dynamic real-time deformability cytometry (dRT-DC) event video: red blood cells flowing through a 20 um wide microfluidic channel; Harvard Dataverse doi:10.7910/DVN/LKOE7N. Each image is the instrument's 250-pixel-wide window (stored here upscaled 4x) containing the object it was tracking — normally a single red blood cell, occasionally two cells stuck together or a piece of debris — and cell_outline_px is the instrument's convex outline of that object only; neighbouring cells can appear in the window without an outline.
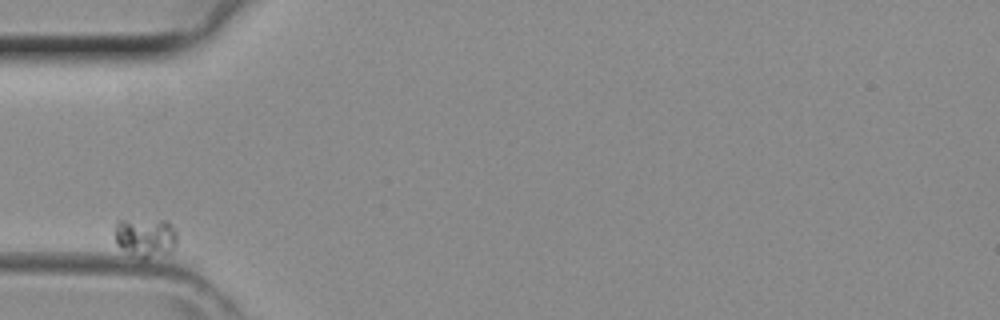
{"species": "common noctule bat (a hibernating species)", "species_latin": "Nyctalus noctula", "temperature_condition": "room temperature", "stored_images_in_passage": 26, "camera_frame_rate_fps": 3000, "um_per_image_px": 0.085, "animal": {"sex": "female", "body_mass_g": 29.2, "forearm_length_mm": 56.3}, "frame": {"image": 1, "passage_image": 1, "time_ms": 0.0, "image_size_px": [1000, 320], "cell_outline_px": [[176, 244], [172, 252], [144, 260], [140, 260], [120, 248], [116, 244], [116, 220], [164, 220], [176, 232]], "centroid_in_image_um": [12.36, 20.23], "position_along_channel_um": 72.6, "area_um2": 14.39}}
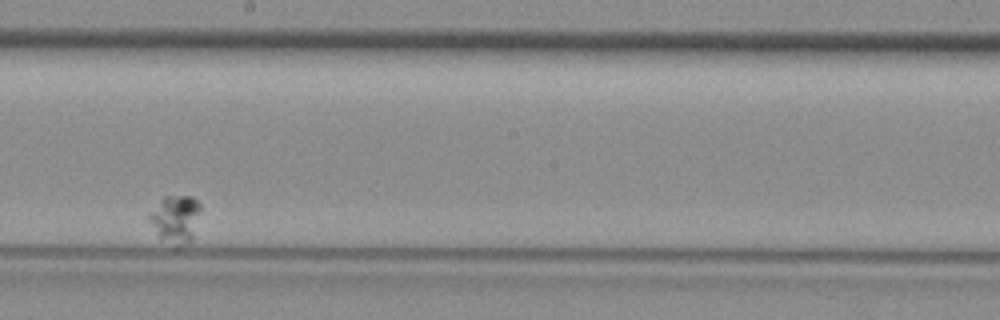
{"frame": {"image": 2, "passage_image": 15, "time_ms": 4.667, "image_size_px": [1000, 320], "cell_outline_px": [[200, 208], [192, 240], [188, 244], [176, 248], [172, 248], [160, 240], [148, 216], [164, 196], [192, 196], [200, 204]], "centroid_in_image_um": [14.92, 18.68], "position_along_channel_um": 233.3, "area_um2": 14.33}}
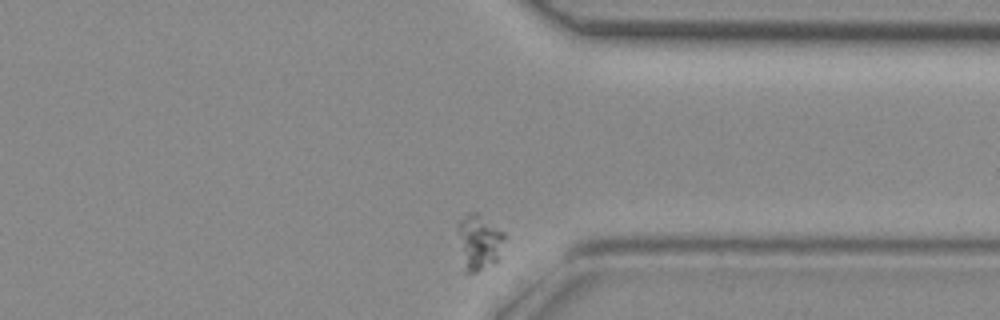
{"frame": {"image": 3, "passage_image": 26, "time_ms": 8.333, "image_size_px": [1000, 320], "cell_outline_px": [[504, 240], [496, 260], [476, 272], [464, 272], [456, 228], [456, 224], [468, 212], [476, 212], [504, 232]], "centroid_in_image_um": [40.65, 20.54], "position_along_channel_um": 370.8, "area_um2": 14.85}}